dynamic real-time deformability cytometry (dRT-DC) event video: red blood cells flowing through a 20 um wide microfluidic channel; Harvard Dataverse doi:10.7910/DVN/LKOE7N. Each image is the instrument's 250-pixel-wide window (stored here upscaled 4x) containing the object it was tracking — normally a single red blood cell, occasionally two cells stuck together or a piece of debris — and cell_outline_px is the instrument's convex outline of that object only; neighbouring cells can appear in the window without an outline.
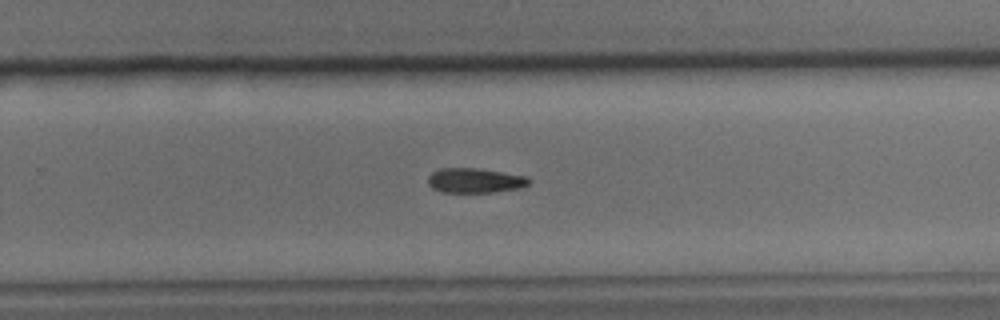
{"species": "common noctule bat (a hibernating species)", "species_latin": "Nyctalus noctula", "temperature_condition": "cold", "stored_images_in_passage": 32, "camera_frame_rate_fps": 3000, "um_per_image_px": 0.085, "animal": {"sex": "male", "body_mass_g": 15.6}, "frame": {"image": 1, "passage_image": 16, "time_ms": 5.0, "image_size_px": [1000, 320], "cell_outline_px": [[532, 180], [528, 184], [520, 188], [492, 192], [440, 192], [432, 188], [428, 184], [428, 176], [432, 172], [440, 168], [476, 168], [528, 176]], "centroid_in_image_um": [40.36, 15.34], "position_along_channel_um": 289.4, "area_um2": 14.62}}
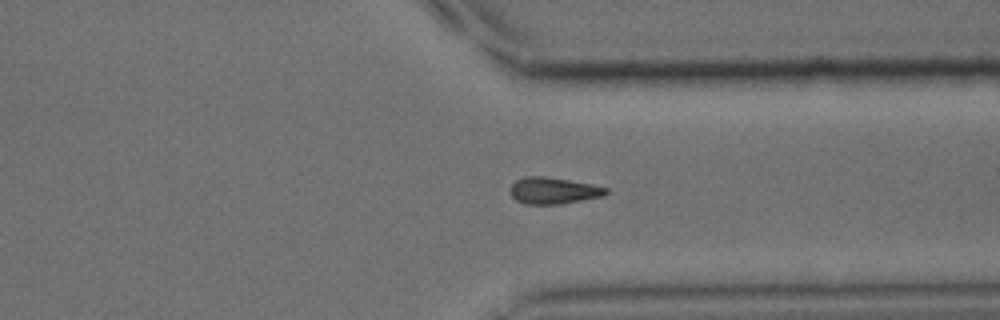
{"frame": {"image": 2, "passage_image": 21, "time_ms": 6.667, "image_size_px": [1000, 320], "cell_outline_px": [[608, 192], [604, 196], [560, 204], [524, 204], [516, 200], [508, 192], [508, 188], [516, 180], [524, 176], [544, 176], [592, 184], [608, 188]], "centroid_in_image_um": [47.0, 16.2], "position_along_channel_um": 364.4, "area_um2": 14.97}}
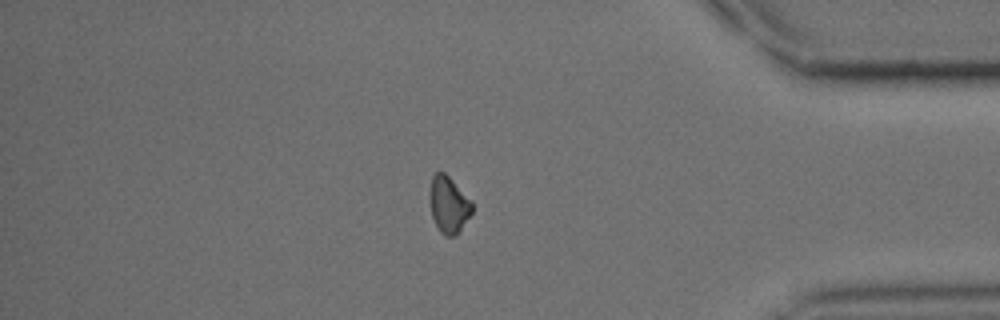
{"frame": {"image": 3, "passage_image": 25, "time_ms": 8.0, "image_size_px": [1000, 320], "cell_outline_px": [[472, 212], [460, 232], [456, 236], [444, 236], [440, 232], [432, 216], [428, 196], [432, 176], [436, 172], [444, 172], [472, 200]], "centroid_in_image_um": [38.13, 17.41], "position_along_channel_um": 397.1, "area_um2": 14.16}}